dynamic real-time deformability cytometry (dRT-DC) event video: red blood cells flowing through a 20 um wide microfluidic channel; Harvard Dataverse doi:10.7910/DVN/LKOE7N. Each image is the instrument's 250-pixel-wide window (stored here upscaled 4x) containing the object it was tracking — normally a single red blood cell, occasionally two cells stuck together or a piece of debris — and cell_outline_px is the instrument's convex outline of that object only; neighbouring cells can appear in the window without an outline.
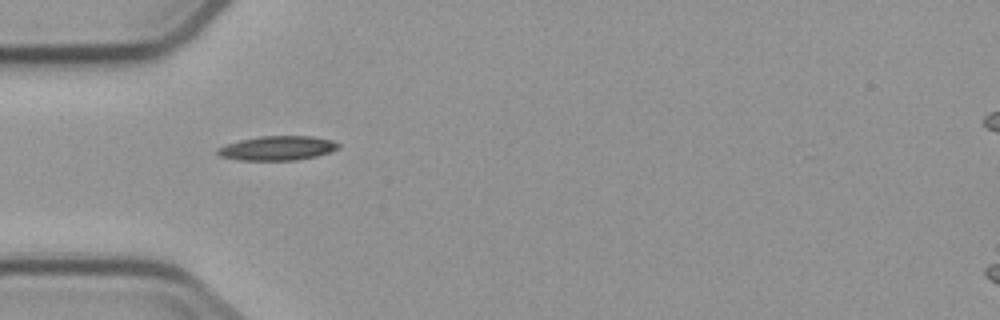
{"species": "common noctule bat (a hibernating species)", "species_latin": "Nyctalus noctula", "temperature_condition": "cold", "stored_images_in_passage": 7, "camera_frame_rate_fps": 3000, "um_per_image_px": 0.085, "animal": {"sex": "male", "body_mass_g": 23.1, "forearm_length_mm": 52.7}, "frame": {"image": 1, "passage_image": 1, "time_ms": 0.0, "image_size_px": [1000, 320], "cell_outline_px": [[340, 148], [316, 156], [296, 160], [240, 160], [220, 156], [216, 152], [216, 148], [240, 140], [260, 136], [312, 136], [332, 140], [340, 144]], "centroid_in_image_um": [23.59, 12.59], "position_along_channel_um": 61.4, "area_um2": 17.05}}
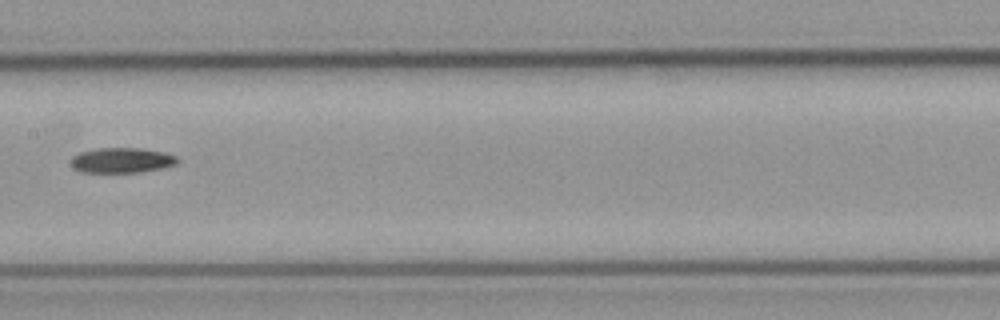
{"frame": {"image": 2, "passage_image": 4, "time_ms": 3.667, "image_size_px": [1000, 320], "cell_outline_px": [[180, 160], [176, 164], [160, 168], [140, 172], [84, 172], [76, 168], [72, 164], [72, 156], [80, 152], [96, 148], [140, 148], [164, 152], [176, 156]], "centroid_in_image_um": [10.38, 13.61], "position_along_channel_um": 197.0, "area_um2": 15.43}}
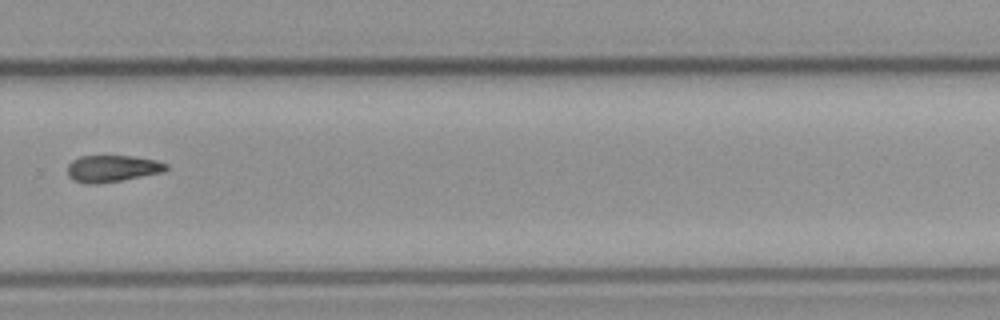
{"frame": {"image": 3, "passage_image": 7, "time_ms": 7.0, "image_size_px": [1000, 320], "cell_outline_px": [[168, 168], [164, 172], [120, 180], [96, 184], [88, 184], [72, 180], [68, 176], [68, 164], [72, 160], [80, 156], [132, 156], [156, 160], [168, 164]], "centroid_in_image_um": [9.53, 14.32], "position_along_channel_um": 320.3, "area_um2": 15.37}}